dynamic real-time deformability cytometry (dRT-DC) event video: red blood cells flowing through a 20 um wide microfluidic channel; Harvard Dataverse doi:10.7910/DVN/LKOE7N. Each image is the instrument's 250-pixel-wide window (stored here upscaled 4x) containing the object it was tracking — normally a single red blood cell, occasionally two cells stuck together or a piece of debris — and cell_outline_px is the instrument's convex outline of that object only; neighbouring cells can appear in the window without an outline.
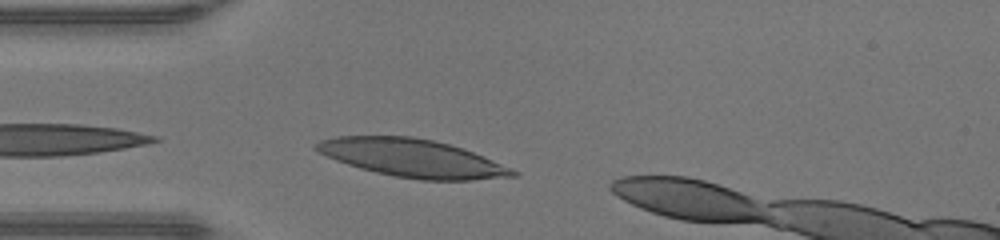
{"species": "human", "species_latin": "Homo sapiens", "temperature_condition": "warm", "stored_images_in_passage": 13, "camera_frame_rate_fps": 3000, "um_per_image_px": 0.085, "donor": {"sex": "male"}, "frame": {"image": 1, "passage_image": 1, "time_ms": 0.0, "image_size_px": [1000, 240], "cell_outline_px": [[520, 172], [516, 176], [472, 180], [420, 180], [396, 176], [376, 172], [360, 168], [336, 160], [316, 152], [312, 148], [320, 140], [336, 136], [412, 136], [432, 140], [464, 148], [512, 168]], "centroid_in_image_um": [35.04, 13.43], "position_along_channel_um": 50.0, "area_um2": 43.41}}
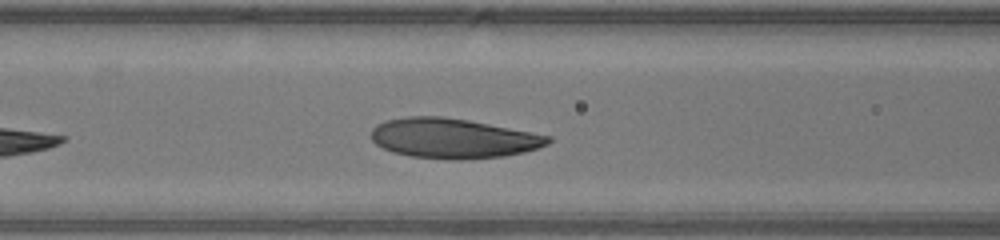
{"frame": {"image": 2, "passage_image": 7, "time_ms": 2.0, "image_size_px": [1000, 240], "cell_outline_px": [[552, 140], [548, 144], [524, 152], [504, 156], [460, 160], [412, 156], [392, 152], [376, 144], [372, 140], [372, 128], [376, 124], [384, 120], [408, 116], [444, 116], [468, 120], [532, 132], [552, 136]], "centroid_in_image_um": [38.51, 11.74], "position_along_channel_um": 128.1, "area_um2": 41.1}}
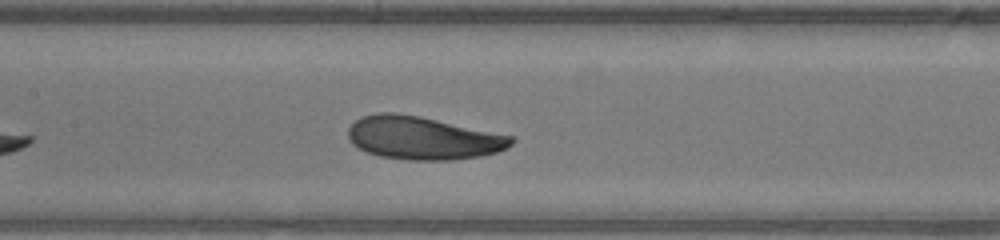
{"frame": {"image": 3, "passage_image": 10, "time_ms": 3.0, "image_size_px": [1000, 240], "cell_outline_px": [[516, 140], [508, 148], [496, 152], [480, 156], [452, 160], [408, 160], [380, 156], [368, 152], [352, 144], [348, 136], [348, 128], [360, 116], [380, 112], [396, 112], [420, 116], [516, 136]], "centroid_in_image_um": [35.98, 11.72], "position_along_channel_um": 171.4, "area_um2": 41.27}}